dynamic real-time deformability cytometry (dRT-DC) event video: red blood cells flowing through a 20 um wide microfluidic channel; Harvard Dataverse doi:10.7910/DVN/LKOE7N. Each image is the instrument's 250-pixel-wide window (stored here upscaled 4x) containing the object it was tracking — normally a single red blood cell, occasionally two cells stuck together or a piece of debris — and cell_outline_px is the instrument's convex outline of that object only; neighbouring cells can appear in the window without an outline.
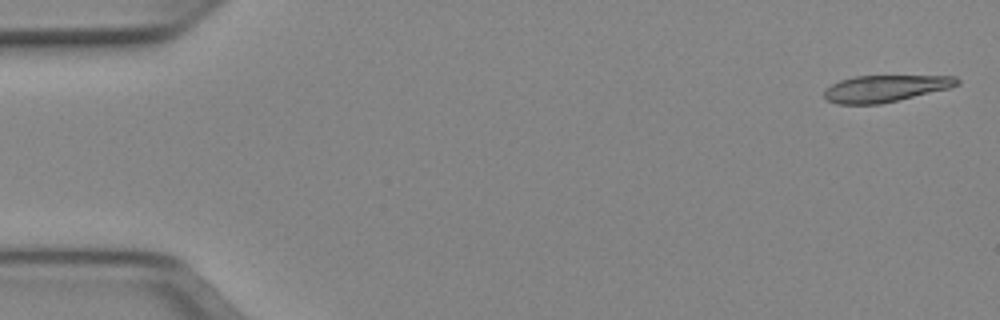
{"species": "Egyptian fruit bat (a non-hibernating species)", "species_latin": "Rousettus aegyptiacus", "temperature_condition": "cold", "stored_images_in_passage": 5, "camera_frame_rate_fps": 3000, "um_per_image_px": 0.085, "animal": {"sex": "female"}, "frame": {"image": 1, "passage_image": 1, "time_ms": 0.0, "image_size_px": [1000, 320], "cell_outline_px": [[960, 84], [948, 88], [880, 104], [836, 104], [824, 100], [824, 88], [840, 80], [856, 76], [956, 76], [960, 80]], "centroid_in_image_um": [75.19, 7.52], "position_along_channel_um": 9.8, "area_um2": 20.63}}
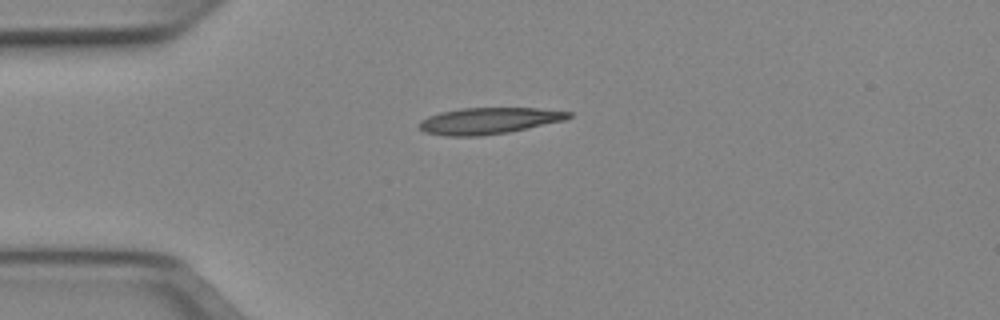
{"frame": {"image": 2, "passage_image": 4, "time_ms": 1.0, "image_size_px": [1000, 320], "cell_outline_px": [[572, 116], [564, 120], [508, 132], [480, 136], [444, 136], [424, 132], [416, 124], [420, 120], [428, 116], [440, 112], [460, 108], [536, 108], [572, 112]], "centroid_in_image_um": [41.49, 10.26], "position_along_channel_um": 43.5, "area_um2": 23.0}}